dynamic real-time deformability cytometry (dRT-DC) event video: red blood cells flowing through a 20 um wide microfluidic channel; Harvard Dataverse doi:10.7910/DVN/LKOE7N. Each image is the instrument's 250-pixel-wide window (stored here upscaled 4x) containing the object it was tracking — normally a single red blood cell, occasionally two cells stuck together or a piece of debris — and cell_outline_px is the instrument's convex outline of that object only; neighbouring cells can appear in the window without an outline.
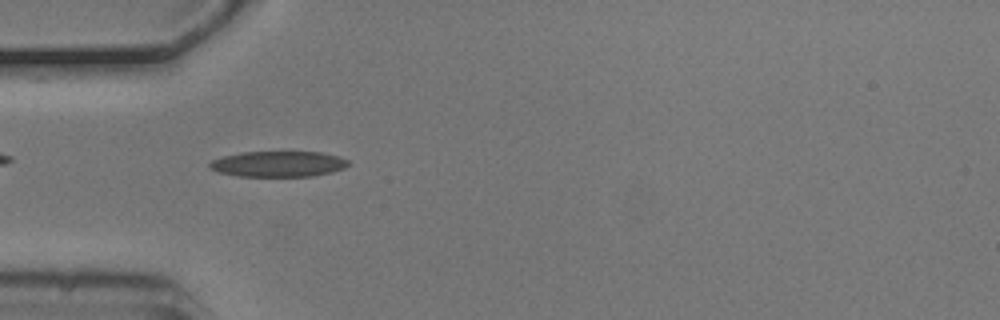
{"species": "common noctule bat (a hibernating species)", "species_latin": "Nyctalus noctula", "temperature_condition": "cold", "stored_images_in_passage": 3, "camera_frame_rate_fps": 3000, "um_per_image_px": 0.085, "animal": {"sex": "male", "body_mass_g": 20.5, "forearm_length_mm": 52.5}, "frame": {"image": 1, "passage_image": 2, "time_ms": 0.333, "image_size_px": [1000, 320], "cell_outline_px": [[352, 164], [344, 168], [332, 172], [312, 176], [240, 176], [216, 172], [208, 168], [208, 164], [212, 160], [224, 156], [244, 152], [320, 152], [340, 156], [348, 160]], "centroid_in_image_um": [23.67, 13.94], "position_along_channel_um": 61.3, "area_um2": 20.87}}
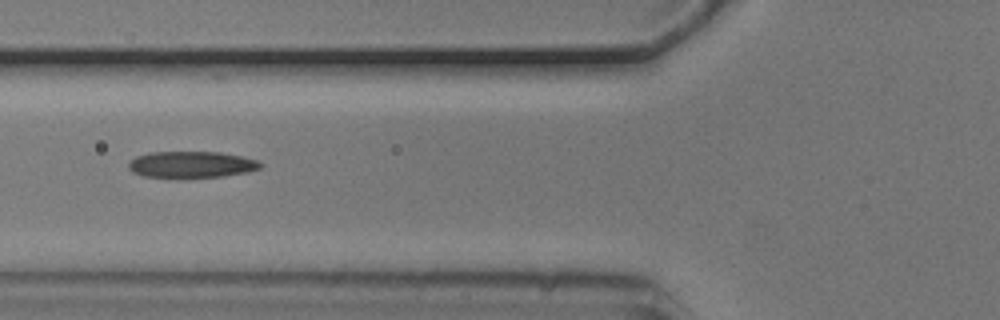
{"frame": {"image": 2, "passage_image": 3, "time_ms": 0.667, "image_size_px": [1000, 320], "cell_outline_px": [[264, 164], [260, 168], [248, 172], [224, 176], [180, 180], [144, 176], [132, 172], [128, 168], [128, 160], [136, 156], [148, 152], [220, 152], [260, 160]], "centroid_in_image_um": [16.24, 14.02], "position_along_channel_um": 109.6, "area_um2": 21.27}}